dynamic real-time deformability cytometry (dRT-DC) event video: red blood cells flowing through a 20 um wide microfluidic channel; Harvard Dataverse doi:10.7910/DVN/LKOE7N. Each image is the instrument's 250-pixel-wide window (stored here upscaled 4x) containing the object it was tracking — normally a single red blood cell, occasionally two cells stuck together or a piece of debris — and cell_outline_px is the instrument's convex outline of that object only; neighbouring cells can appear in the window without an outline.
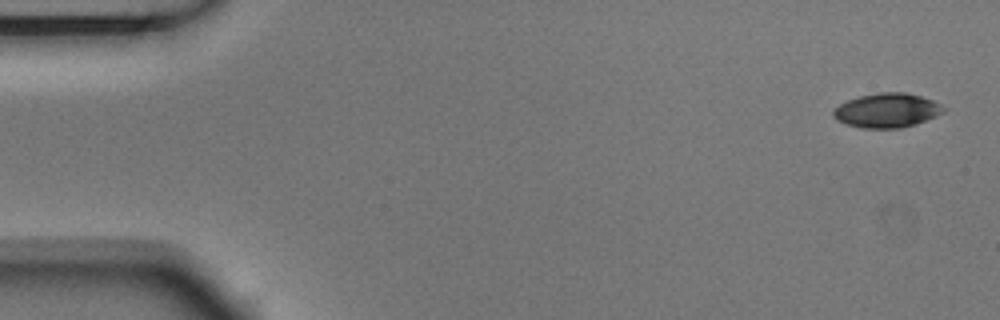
{"species": "Egyptian fruit bat (a non-hibernating species)", "species_latin": "Rousettus aegyptiacus", "temperature_condition": "room temperature", "stored_images_in_passage": 7, "camera_frame_rate_fps": 3000, "um_per_image_px": 0.085, "animal": {"sex": "male"}, "frame": {"image": 1, "passage_image": 1, "time_ms": 0.0, "image_size_px": [1000, 320], "cell_outline_px": [[944, 112], [936, 116], [916, 124], [900, 128], [864, 128], [844, 124], [836, 120], [832, 116], [832, 108], [848, 100], [860, 96], [880, 92], [904, 92], [920, 96], [932, 100], [940, 104], [944, 108]], "centroid_in_image_um": [75.35, 9.39], "position_along_channel_um": 9.7, "area_um2": 22.08}}
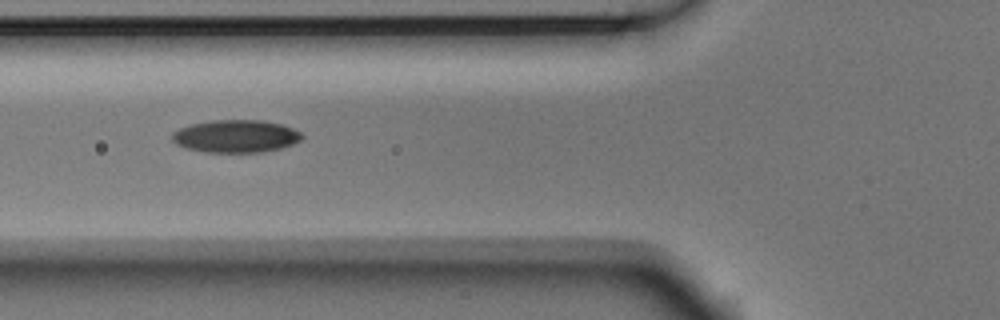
{"frame": {"image": 2, "passage_image": 5, "time_ms": 1.333, "image_size_px": [1000, 320], "cell_outline_px": [[304, 136], [300, 140], [292, 144], [280, 148], [260, 152], [204, 152], [188, 148], [176, 144], [172, 140], [172, 132], [180, 128], [192, 124], [212, 120], [260, 120], [280, 124], [292, 128], [300, 132]], "centroid_in_image_um": [20.03, 11.57], "position_along_channel_um": 105.8, "area_um2": 24.51}}
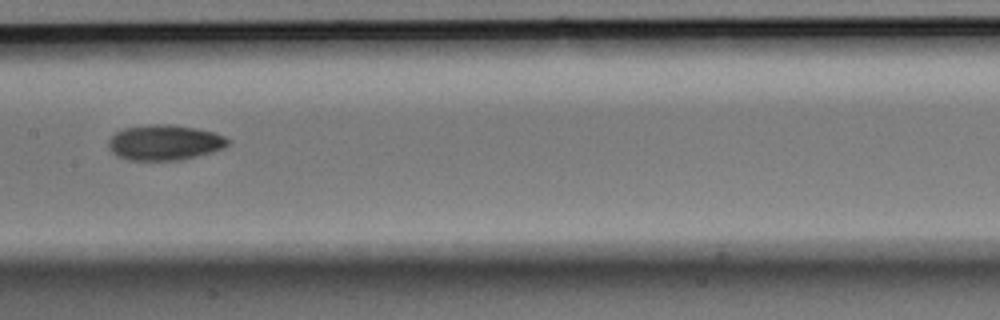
{"frame": {"image": 3, "passage_image": 7, "time_ms": 2.0, "image_size_px": [1000, 320], "cell_outline_px": [[232, 140], [224, 148], [212, 152], [180, 160], [128, 160], [112, 152], [108, 148], [108, 140], [116, 132], [124, 128], [152, 124], [172, 124], [196, 128], [216, 132]], "centroid_in_image_um": [14.02, 12.1], "position_along_channel_um": 193.4, "area_um2": 24.74}}